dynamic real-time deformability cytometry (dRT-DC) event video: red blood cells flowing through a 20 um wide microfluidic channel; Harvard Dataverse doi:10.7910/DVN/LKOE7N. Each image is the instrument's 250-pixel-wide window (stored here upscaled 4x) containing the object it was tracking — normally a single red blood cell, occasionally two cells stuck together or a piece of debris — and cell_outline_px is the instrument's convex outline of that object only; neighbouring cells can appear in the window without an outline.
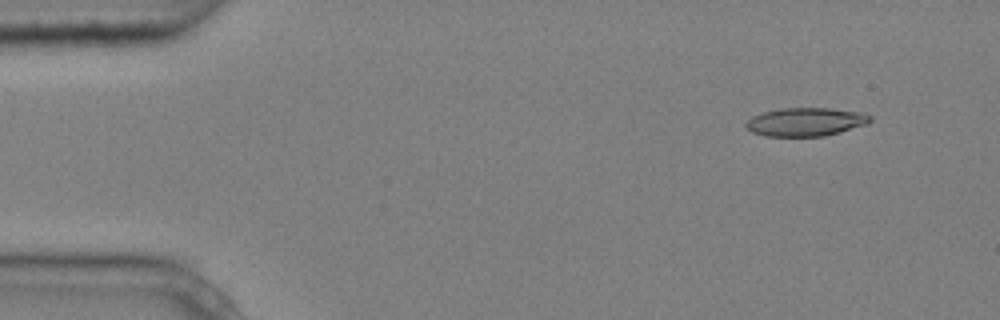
{"species": "common noctule bat (a hibernating species)", "species_latin": "Nyctalus noctula", "temperature_condition": "cold", "stored_images_in_passage": 5, "camera_frame_rate_fps": 3000, "um_per_image_px": 0.085, "animal": {"sex": "male", "body_mass_g": 20.4}, "frame": {"image": 1, "passage_image": 2, "time_ms": 0.333, "image_size_px": [1000, 320], "cell_outline_px": [[872, 120], [868, 124], [840, 132], [824, 136], [764, 136], [752, 132], [744, 124], [752, 116], [764, 112], [780, 108], [828, 108], [864, 112], [872, 116]], "centroid_in_image_um": [68.52, 10.35], "position_along_channel_um": 16.5, "area_um2": 20.69}}
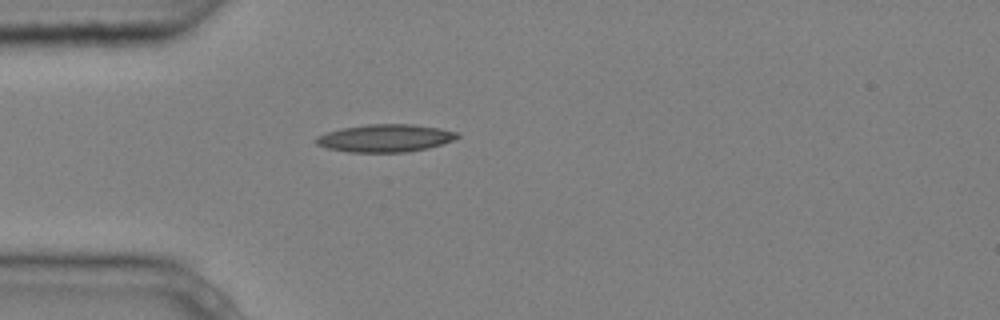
{"frame": {"image": 2, "passage_image": 5, "time_ms": 1.333, "image_size_px": [1000, 320], "cell_outline_px": [[460, 136], [456, 140], [428, 148], [404, 152], [348, 152], [328, 148], [316, 144], [312, 140], [316, 136], [328, 132], [344, 128], [368, 124], [412, 124], [440, 128], [460, 132]], "centroid_in_image_um": [32.78, 11.74], "position_along_channel_um": 52.2, "area_um2": 22.89}}